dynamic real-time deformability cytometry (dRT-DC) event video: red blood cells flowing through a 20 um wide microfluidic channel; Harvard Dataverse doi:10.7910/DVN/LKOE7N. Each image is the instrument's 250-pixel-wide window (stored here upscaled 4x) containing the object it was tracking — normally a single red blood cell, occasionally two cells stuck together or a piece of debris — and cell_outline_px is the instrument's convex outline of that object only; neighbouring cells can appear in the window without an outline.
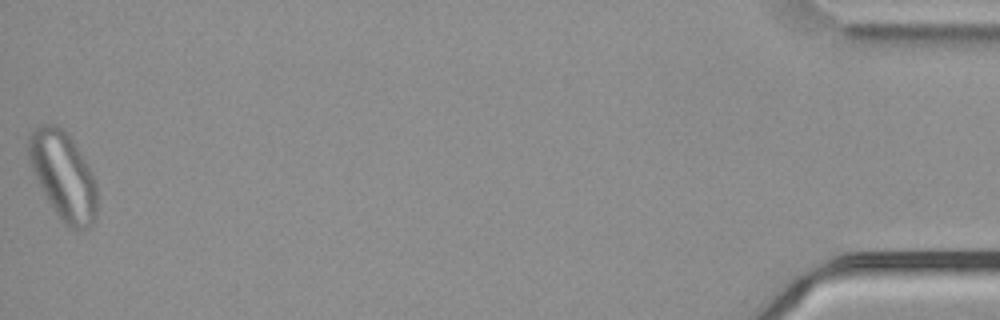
{"species": "common noctule bat (a hibernating species)", "species_latin": "Nyctalus noctula", "temperature_condition": "cold", "stored_images_in_passage": 57, "camera_frame_rate_fps": 3000, "um_per_image_px": 0.085, "animal": {"sex": "male", "body_mass_g": 21.5, "forearm_length_mm": 52.0}, "frame": {"image": 1, "passage_image": 57, "time_ms": 18.667, "image_size_px": [1000, 320], "cell_outline_px": [[96, 220], [92, 228], [72, 228], [64, 224], [60, 220], [48, 200], [28, 160], [28, 132], [32, 128], [44, 124], [56, 124], [64, 128], [68, 132], [88, 164], [96, 184]], "centroid_in_image_um": [5.38, 14.89], "position_along_channel_um": 429.8, "area_um2": 35.2}}